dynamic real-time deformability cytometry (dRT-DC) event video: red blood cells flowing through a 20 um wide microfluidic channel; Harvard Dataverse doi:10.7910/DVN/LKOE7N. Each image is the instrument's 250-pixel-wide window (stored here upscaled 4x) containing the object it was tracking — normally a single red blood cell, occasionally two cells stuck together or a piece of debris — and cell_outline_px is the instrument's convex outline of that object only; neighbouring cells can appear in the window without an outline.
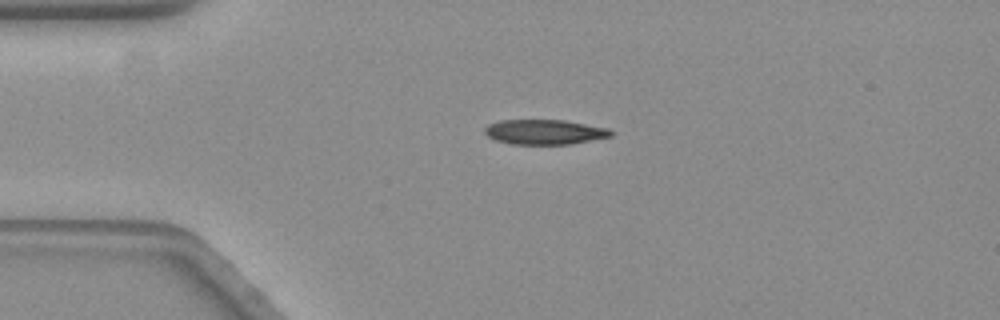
{"species": "common noctule bat (a hibernating species)", "species_latin": "Nyctalus noctula", "temperature_condition": "warm", "stored_images_in_passage": 45, "camera_frame_rate_fps": 3000, "um_per_image_px": 0.085, "animal": {"sex": "female", "body_mass_g": 19.3, "forearm_length_mm": 54.1}, "frame": {"image": 1, "passage_image": 1, "time_ms": 0.0, "image_size_px": [1000, 320], "cell_outline_px": [[612, 136], [572, 144], [512, 144], [496, 140], [488, 136], [484, 132], [484, 128], [488, 124], [500, 120], [564, 120], [608, 128], [612, 132]], "centroid_in_image_um": [46.28, 11.21], "position_along_channel_um": 38.7, "area_um2": 18.26}}
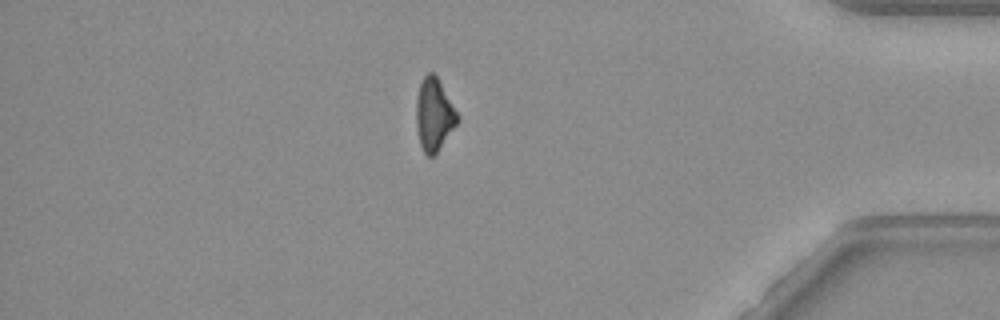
{"frame": {"image": 2, "passage_image": 37, "time_ms": 12.0, "image_size_px": [1000, 320], "cell_outline_px": [[460, 116], [456, 124], [436, 152], [432, 156], [428, 156], [424, 152], [420, 144], [416, 128], [416, 96], [420, 84], [424, 76], [428, 72], [432, 72], [436, 76]], "centroid_in_image_um": [36.87, 9.72], "position_along_channel_um": 398.3, "area_um2": 17.11}}
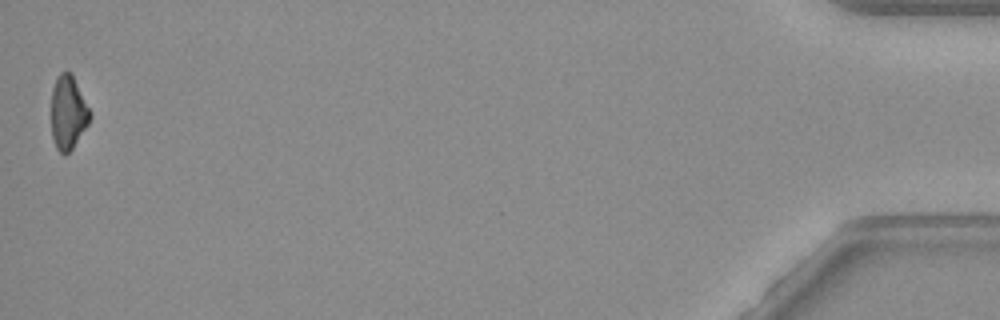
{"frame": {"image": 3, "passage_image": 45, "time_ms": 14.667, "image_size_px": [1000, 320], "cell_outline_px": [[92, 116], [88, 124], [72, 148], [64, 156], [56, 148], [52, 136], [52, 88], [60, 72], [72, 72], [92, 112]], "centroid_in_image_um": [5.81, 9.55], "position_along_channel_um": 429.4, "area_um2": 16.7}, "authors_computed_cell_mechanics": {"area_um2": 19.1896, "velocity_mm_per_s": 3.5564, "shape_relaxation_time_tau1_ms": 7.7562, "shape_relaxation_time_tau2_ms": null, "deformation_change_tau1": 0.2067, "deformation_change_tau2": null}}